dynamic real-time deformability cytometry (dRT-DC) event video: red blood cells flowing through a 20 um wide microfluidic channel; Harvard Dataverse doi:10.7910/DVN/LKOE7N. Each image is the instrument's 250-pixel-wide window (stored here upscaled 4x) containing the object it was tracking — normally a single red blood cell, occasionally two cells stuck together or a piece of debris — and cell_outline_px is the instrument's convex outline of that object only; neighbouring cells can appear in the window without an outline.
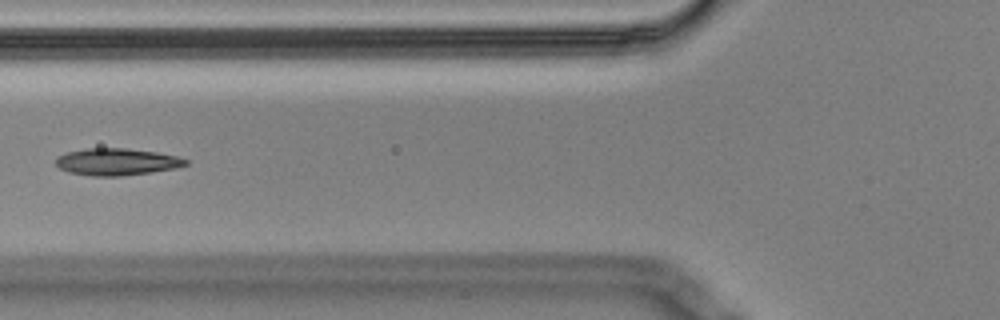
{"species": "Egyptian fruit bat (a non-hibernating species)", "species_latin": "Rousettus aegyptiacus", "temperature_condition": "cold", "stored_images_in_passage": 6, "camera_frame_rate_fps": 3000, "um_per_image_px": 0.085, "animal": {"sex": "male"}, "frame": {"image": 1, "passage_image": 6, "time_ms": 1.667, "image_size_px": [1000, 320], "cell_outline_px": [[188, 164], [176, 168], [120, 176], [92, 176], [68, 172], [60, 168], [56, 164], [56, 156], [68, 152], [88, 148], [124, 148], [156, 152], [176, 156], [188, 160]], "centroid_in_image_um": [9.9, 13.75], "position_along_channel_um": 115.9, "area_um2": 20.23}}